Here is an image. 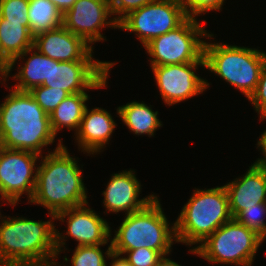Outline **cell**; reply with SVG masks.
I'll use <instances>...</instances> for the list:
<instances>
[{
	"label": "cell",
	"instance_id": "7a4b0ae2",
	"mask_svg": "<svg viewBox=\"0 0 266 266\" xmlns=\"http://www.w3.org/2000/svg\"><path fill=\"white\" fill-rule=\"evenodd\" d=\"M56 135L48 115L29 93L11 88L0 104V147L29 151L42 156Z\"/></svg>",
	"mask_w": 266,
	"mask_h": 266
},
{
	"label": "cell",
	"instance_id": "603a6c76",
	"mask_svg": "<svg viewBox=\"0 0 266 266\" xmlns=\"http://www.w3.org/2000/svg\"><path fill=\"white\" fill-rule=\"evenodd\" d=\"M28 19L34 37L63 25V14L50 0H29Z\"/></svg>",
	"mask_w": 266,
	"mask_h": 266
},
{
	"label": "cell",
	"instance_id": "d6986e66",
	"mask_svg": "<svg viewBox=\"0 0 266 266\" xmlns=\"http://www.w3.org/2000/svg\"><path fill=\"white\" fill-rule=\"evenodd\" d=\"M28 53L31 55L27 58ZM24 58L27 60L25 61ZM18 59H22L24 65H19L17 74L12 76L13 79L19 81L12 88L18 91H30L33 87L48 81L50 72V58L48 56L40 53L35 47H31L11 62V71Z\"/></svg>",
	"mask_w": 266,
	"mask_h": 266
},
{
	"label": "cell",
	"instance_id": "1f68e13d",
	"mask_svg": "<svg viewBox=\"0 0 266 266\" xmlns=\"http://www.w3.org/2000/svg\"><path fill=\"white\" fill-rule=\"evenodd\" d=\"M256 145L258 149L260 148L263 157L258 158L253 164L266 167V130L263 131Z\"/></svg>",
	"mask_w": 266,
	"mask_h": 266
},
{
	"label": "cell",
	"instance_id": "ffe728a7",
	"mask_svg": "<svg viewBox=\"0 0 266 266\" xmlns=\"http://www.w3.org/2000/svg\"><path fill=\"white\" fill-rule=\"evenodd\" d=\"M33 45L29 21H9L0 16V50L10 63Z\"/></svg>",
	"mask_w": 266,
	"mask_h": 266
},
{
	"label": "cell",
	"instance_id": "5b68a950",
	"mask_svg": "<svg viewBox=\"0 0 266 266\" xmlns=\"http://www.w3.org/2000/svg\"><path fill=\"white\" fill-rule=\"evenodd\" d=\"M231 219L224 185L209 189L195 188L174 222L176 243L198 246Z\"/></svg>",
	"mask_w": 266,
	"mask_h": 266
},
{
	"label": "cell",
	"instance_id": "7402d4cb",
	"mask_svg": "<svg viewBox=\"0 0 266 266\" xmlns=\"http://www.w3.org/2000/svg\"><path fill=\"white\" fill-rule=\"evenodd\" d=\"M89 96L86 92L69 94L61 101L55 110L50 114V125L53 133L57 136L58 131L67 128L74 130L76 133L81 124L84 111L86 109V101Z\"/></svg>",
	"mask_w": 266,
	"mask_h": 266
},
{
	"label": "cell",
	"instance_id": "8992f818",
	"mask_svg": "<svg viewBox=\"0 0 266 266\" xmlns=\"http://www.w3.org/2000/svg\"><path fill=\"white\" fill-rule=\"evenodd\" d=\"M204 58L206 69L249 99L257 88L266 53L256 48L205 41Z\"/></svg>",
	"mask_w": 266,
	"mask_h": 266
},
{
	"label": "cell",
	"instance_id": "f546056e",
	"mask_svg": "<svg viewBox=\"0 0 266 266\" xmlns=\"http://www.w3.org/2000/svg\"><path fill=\"white\" fill-rule=\"evenodd\" d=\"M248 101L254 106L257 114L260 115V120H266V59L261 70L257 88Z\"/></svg>",
	"mask_w": 266,
	"mask_h": 266
},
{
	"label": "cell",
	"instance_id": "9a60e30c",
	"mask_svg": "<svg viewBox=\"0 0 266 266\" xmlns=\"http://www.w3.org/2000/svg\"><path fill=\"white\" fill-rule=\"evenodd\" d=\"M135 170H123L120 173L112 174L107 183L103 204L108 212H125V215L136 212L144 208L156 196L150 194L139 199L141 194V183L137 179Z\"/></svg>",
	"mask_w": 266,
	"mask_h": 266
},
{
	"label": "cell",
	"instance_id": "6da1fadb",
	"mask_svg": "<svg viewBox=\"0 0 266 266\" xmlns=\"http://www.w3.org/2000/svg\"><path fill=\"white\" fill-rule=\"evenodd\" d=\"M66 147L59 139L53 152L48 150V154L40 156L36 185L29 202L44 206L54 215L88 203L78 158H73Z\"/></svg>",
	"mask_w": 266,
	"mask_h": 266
},
{
	"label": "cell",
	"instance_id": "52a82bcc",
	"mask_svg": "<svg viewBox=\"0 0 266 266\" xmlns=\"http://www.w3.org/2000/svg\"><path fill=\"white\" fill-rule=\"evenodd\" d=\"M263 241L256 232L232 218L189 251L214 264L252 266Z\"/></svg>",
	"mask_w": 266,
	"mask_h": 266
},
{
	"label": "cell",
	"instance_id": "e575fe53",
	"mask_svg": "<svg viewBox=\"0 0 266 266\" xmlns=\"http://www.w3.org/2000/svg\"><path fill=\"white\" fill-rule=\"evenodd\" d=\"M50 1L56 5V7L59 9V11L62 14H64L73 6L76 0H50Z\"/></svg>",
	"mask_w": 266,
	"mask_h": 266
},
{
	"label": "cell",
	"instance_id": "d4e9b609",
	"mask_svg": "<svg viewBox=\"0 0 266 266\" xmlns=\"http://www.w3.org/2000/svg\"><path fill=\"white\" fill-rule=\"evenodd\" d=\"M266 202L241 210L234 219L266 239Z\"/></svg>",
	"mask_w": 266,
	"mask_h": 266
},
{
	"label": "cell",
	"instance_id": "f1b7e54d",
	"mask_svg": "<svg viewBox=\"0 0 266 266\" xmlns=\"http://www.w3.org/2000/svg\"><path fill=\"white\" fill-rule=\"evenodd\" d=\"M133 266H156L163 255L149 248H137L125 251L123 255Z\"/></svg>",
	"mask_w": 266,
	"mask_h": 266
},
{
	"label": "cell",
	"instance_id": "3957f363",
	"mask_svg": "<svg viewBox=\"0 0 266 266\" xmlns=\"http://www.w3.org/2000/svg\"><path fill=\"white\" fill-rule=\"evenodd\" d=\"M49 221L3 217L0 221V266H59L55 215Z\"/></svg>",
	"mask_w": 266,
	"mask_h": 266
},
{
	"label": "cell",
	"instance_id": "ba28073f",
	"mask_svg": "<svg viewBox=\"0 0 266 266\" xmlns=\"http://www.w3.org/2000/svg\"><path fill=\"white\" fill-rule=\"evenodd\" d=\"M198 18L187 17L178 27L152 39L144 48L151 57L150 67L205 62V40L213 38Z\"/></svg>",
	"mask_w": 266,
	"mask_h": 266
},
{
	"label": "cell",
	"instance_id": "9c48e42d",
	"mask_svg": "<svg viewBox=\"0 0 266 266\" xmlns=\"http://www.w3.org/2000/svg\"><path fill=\"white\" fill-rule=\"evenodd\" d=\"M187 17L178 0H154L125 16L118 23V29L134 32L144 47L152 39L178 27Z\"/></svg>",
	"mask_w": 266,
	"mask_h": 266
},
{
	"label": "cell",
	"instance_id": "30bf717a",
	"mask_svg": "<svg viewBox=\"0 0 266 266\" xmlns=\"http://www.w3.org/2000/svg\"><path fill=\"white\" fill-rule=\"evenodd\" d=\"M115 62L99 61L91 53L84 61L58 62L50 58L48 81L43 86L65 90L69 94L107 87L109 71Z\"/></svg>",
	"mask_w": 266,
	"mask_h": 266
},
{
	"label": "cell",
	"instance_id": "83f0119b",
	"mask_svg": "<svg viewBox=\"0 0 266 266\" xmlns=\"http://www.w3.org/2000/svg\"><path fill=\"white\" fill-rule=\"evenodd\" d=\"M184 8L187 16L197 18L209 11H219L222 9L225 0H178Z\"/></svg>",
	"mask_w": 266,
	"mask_h": 266
},
{
	"label": "cell",
	"instance_id": "8fae6325",
	"mask_svg": "<svg viewBox=\"0 0 266 266\" xmlns=\"http://www.w3.org/2000/svg\"><path fill=\"white\" fill-rule=\"evenodd\" d=\"M39 156L29 151L0 147V192L11 206L15 207L24 193L28 195V203L32 199Z\"/></svg>",
	"mask_w": 266,
	"mask_h": 266
},
{
	"label": "cell",
	"instance_id": "277c9868",
	"mask_svg": "<svg viewBox=\"0 0 266 266\" xmlns=\"http://www.w3.org/2000/svg\"><path fill=\"white\" fill-rule=\"evenodd\" d=\"M170 225L155 196L144 208L124 217L114 238L110 239L113 252L123 255L125 251L144 247L169 255L174 241L176 243L174 223Z\"/></svg>",
	"mask_w": 266,
	"mask_h": 266
},
{
	"label": "cell",
	"instance_id": "836d02e7",
	"mask_svg": "<svg viewBox=\"0 0 266 266\" xmlns=\"http://www.w3.org/2000/svg\"><path fill=\"white\" fill-rule=\"evenodd\" d=\"M109 258L112 260L110 266H133L125 256H121V254L112 252ZM109 264H107L108 266Z\"/></svg>",
	"mask_w": 266,
	"mask_h": 266
},
{
	"label": "cell",
	"instance_id": "5bb4252c",
	"mask_svg": "<svg viewBox=\"0 0 266 266\" xmlns=\"http://www.w3.org/2000/svg\"><path fill=\"white\" fill-rule=\"evenodd\" d=\"M112 16L109 0H76L63 14V26L93 46L106 40L100 31L105 26L118 29V22Z\"/></svg>",
	"mask_w": 266,
	"mask_h": 266
},
{
	"label": "cell",
	"instance_id": "8d00e7d4",
	"mask_svg": "<svg viewBox=\"0 0 266 266\" xmlns=\"http://www.w3.org/2000/svg\"><path fill=\"white\" fill-rule=\"evenodd\" d=\"M0 199H1V201H3V202H7L8 204H10L3 196H2V194H1V192H0ZM5 200V201H4ZM3 219V217H2V215H1V212H0V220H2Z\"/></svg>",
	"mask_w": 266,
	"mask_h": 266
},
{
	"label": "cell",
	"instance_id": "e0dca14e",
	"mask_svg": "<svg viewBox=\"0 0 266 266\" xmlns=\"http://www.w3.org/2000/svg\"><path fill=\"white\" fill-rule=\"evenodd\" d=\"M234 218L241 210L266 202V167L251 164L248 171L224 185Z\"/></svg>",
	"mask_w": 266,
	"mask_h": 266
},
{
	"label": "cell",
	"instance_id": "d590c367",
	"mask_svg": "<svg viewBox=\"0 0 266 266\" xmlns=\"http://www.w3.org/2000/svg\"><path fill=\"white\" fill-rule=\"evenodd\" d=\"M166 256L168 257V255L163 256L156 266H182Z\"/></svg>",
	"mask_w": 266,
	"mask_h": 266
},
{
	"label": "cell",
	"instance_id": "4fadbf2b",
	"mask_svg": "<svg viewBox=\"0 0 266 266\" xmlns=\"http://www.w3.org/2000/svg\"><path fill=\"white\" fill-rule=\"evenodd\" d=\"M201 66L205 68V62L151 67L161 98L167 106L205 92L210 83L196 74V69Z\"/></svg>",
	"mask_w": 266,
	"mask_h": 266
},
{
	"label": "cell",
	"instance_id": "ac0fdd59",
	"mask_svg": "<svg viewBox=\"0 0 266 266\" xmlns=\"http://www.w3.org/2000/svg\"><path fill=\"white\" fill-rule=\"evenodd\" d=\"M116 128L114 118L103 108L86 107L78 131L74 134L78 148L84 154H97L106 144H109L110 137ZM101 150V151H100Z\"/></svg>",
	"mask_w": 266,
	"mask_h": 266
},
{
	"label": "cell",
	"instance_id": "7c38bea8",
	"mask_svg": "<svg viewBox=\"0 0 266 266\" xmlns=\"http://www.w3.org/2000/svg\"><path fill=\"white\" fill-rule=\"evenodd\" d=\"M89 207V204L86 203L60 211L55 215V220L67 221L65 235L56 229L57 258L64 251L63 247L66 245L64 241L67 236L75 239L78 242L77 246L105 245L111 241L112 232L108 222Z\"/></svg>",
	"mask_w": 266,
	"mask_h": 266
},
{
	"label": "cell",
	"instance_id": "4316f807",
	"mask_svg": "<svg viewBox=\"0 0 266 266\" xmlns=\"http://www.w3.org/2000/svg\"><path fill=\"white\" fill-rule=\"evenodd\" d=\"M29 0H0V16L9 21H29Z\"/></svg>",
	"mask_w": 266,
	"mask_h": 266
},
{
	"label": "cell",
	"instance_id": "2e32d148",
	"mask_svg": "<svg viewBox=\"0 0 266 266\" xmlns=\"http://www.w3.org/2000/svg\"><path fill=\"white\" fill-rule=\"evenodd\" d=\"M33 47L58 62L84 61L94 53L93 46L63 25L36 35Z\"/></svg>",
	"mask_w": 266,
	"mask_h": 266
},
{
	"label": "cell",
	"instance_id": "44dd1931",
	"mask_svg": "<svg viewBox=\"0 0 266 266\" xmlns=\"http://www.w3.org/2000/svg\"><path fill=\"white\" fill-rule=\"evenodd\" d=\"M117 114L122 122L135 135L154 136V132L162 127L161 120L158 119V111H153L151 105L148 106L143 101H132L117 108Z\"/></svg>",
	"mask_w": 266,
	"mask_h": 266
},
{
	"label": "cell",
	"instance_id": "d6a6232c",
	"mask_svg": "<svg viewBox=\"0 0 266 266\" xmlns=\"http://www.w3.org/2000/svg\"><path fill=\"white\" fill-rule=\"evenodd\" d=\"M10 72L11 63L6 59L0 50V80L4 81L5 83L7 78L10 76Z\"/></svg>",
	"mask_w": 266,
	"mask_h": 266
},
{
	"label": "cell",
	"instance_id": "484cf974",
	"mask_svg": "<svg viewBox=\"0 0 266 266\" xmlns=\"http://www.w3.org/2000/svg\"><path fill=\"white\" fill-rule=\"evenodd\" d=\"M29 93L48 115L69 95L65 90H57L43 85L33 87Z\"/></svg>",
	"mask_w": 266,
	"mask_h": 266
},
{
	"label": "cell",
	"instance_id": "4dcf8cb0",
	"mask_svg": "<svg viewBox=\"0 0 266 266\" xmlns=\"http://www.w3.org/2000/svg\"><path fill=\"white\" fill-rule=\"evenodd\" d=\"M154 0H109L112 15L119 23L130 12L137 10Z\"/></svg>",
	"mask_w": 266,
	"mask_h": 266
},
{
	"label": "cell",
	"instance_id": "cb8c5ba5",
	"mask_svg": "<svg viewBox=\"0 0 266 266\" xmlns=\"http://www.w3.org/2000/svg\"><path fill=\"white\" fill-rule=\"evenodd\" d=\"M100 246L104 245H85L76 246L73 256L68 259L64 256L65 262L71 261L72 266H107V260L113 252L112 243L108 245V249L104 253ZM105 254V256H104Z\"/></svg>",
	"mask_w": 266,
	"mask_h": 266
}]
</instances>
